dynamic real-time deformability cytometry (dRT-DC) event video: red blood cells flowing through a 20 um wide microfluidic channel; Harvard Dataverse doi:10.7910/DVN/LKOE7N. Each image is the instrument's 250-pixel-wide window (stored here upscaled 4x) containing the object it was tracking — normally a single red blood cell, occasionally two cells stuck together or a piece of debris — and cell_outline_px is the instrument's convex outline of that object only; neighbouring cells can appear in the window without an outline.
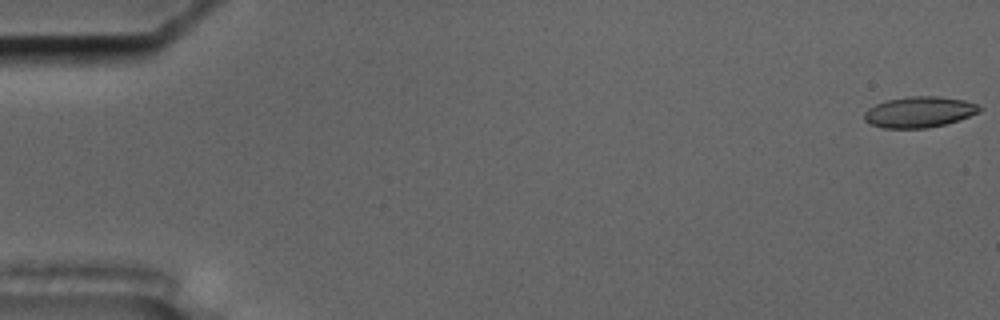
{"species": "common noctule bat (a hibernating species)", "species_latin": "Nyctalus noctula", "temperature_condition": "cold", "stored_images_in_passage": 58, "camera_frame_rate_fps": 3000, "um_per_image_px": 0.085, "animal": {"sex": "male", "body_mass_g": 17.5, "forearm_length_mm": 52.3}, "frame": {"image": 1, "passage_image": 1, "time_ms": 0.0, "image_size_px": [1000, 320], "cell_outline_px": [[984, 108], [980, 112], [960, 120], [928, 128], [884, 128], [872, 124], [864, 120], [864, 112], [868, 108], [884, 100], [908, 96], [940, 96], [964, 100], [976, 104]], "centroid_in_image_um": [78.15, 9.51], "position_along_channel_um": 6.8, "area_um2": 20.92}}
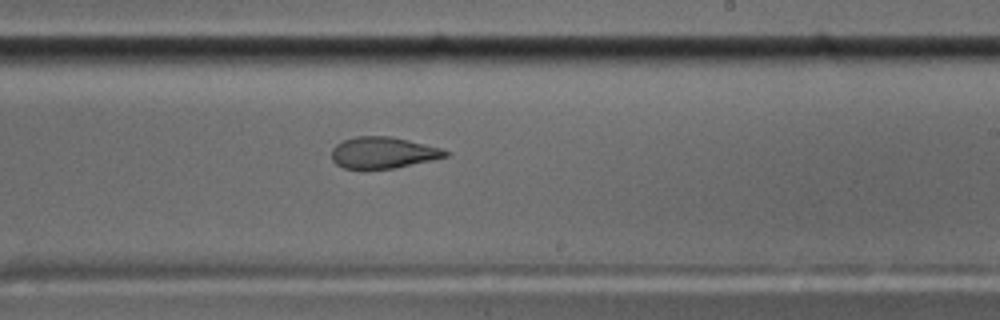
{"frame": {"image": 2, "passage_image": 35, "time_ms": 11.333, "image_size_px": [1000, 320], "cell_outline_px": [[448, 156], [432, 160], [396, 168], [344, 168], [336, 164], [332, 160], [332, 148], [336, 144], [352, 136], [388, 136], [408, 140], [440, 148], [448, 152]], "centroid_in_image_um": [32.53, 12.97], "position_along_channel_um": 256.5, "area_um2": 20.63}}
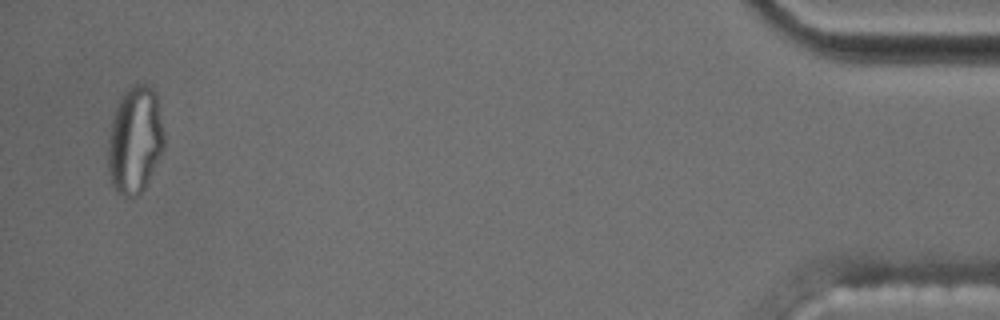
{"frame": {"image": 3, "passage_image": 56, "time_ms": 18.333, "image_size_px": [1000, 320], "cell_outline_px": [[164, 148], [140, 196], [120, 196], [116, 192], [112, 184], [108, 172], [108, 136], [112, 120], [120, 96], [136, 80], [144, 80], [156, 92], [164, 132]], "centroid_in_image_um": [11.47, 11.85], "position_along_channel_um": 423.7, "area_um2": 35.66}, "authors_computed_cell_mechanics": {"area_um2": 21.8195, "velocity_mm_per_s": 3.5419, "shape_relaxation_time_tau1_ms": null, "shape_relaxation_time_tau2_ms": 2.6605, "deformation_change_tau1": null, "deformation_change_tau2": 0.0839}}